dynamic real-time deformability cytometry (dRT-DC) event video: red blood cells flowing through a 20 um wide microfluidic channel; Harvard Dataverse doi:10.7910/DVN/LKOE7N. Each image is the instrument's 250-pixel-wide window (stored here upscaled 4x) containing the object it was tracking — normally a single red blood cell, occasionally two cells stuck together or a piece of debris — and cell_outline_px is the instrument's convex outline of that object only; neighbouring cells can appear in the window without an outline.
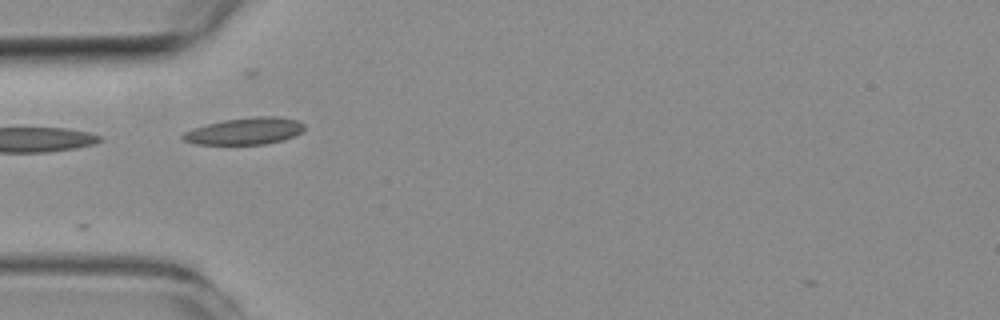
{"species": "common noctule bat (a hibernating species)", "species_latin": "Nyctalus noctula", "temperature_condition": "room temperature", "stored_images_in_passage": 5, "camera_frame_rate_fps": 3000, "um_per_image_px": 0.085, "animal": {"sex": "female", "body_mass_g": 19.3, "forearm_length_mm": 54.1}, "frame": {"image": 1, "passage_image": 2, "time_ms": 0.333, "image_size_px": [1000, 320], "cell_outline_px": [[304, 128], [300, 132], [284, 140], [264, 144], [196, 144], [184, 140], [180, 136], [184, 132], [192, 128], [224, 120], [256, 116], [280, 116], [296, 120], [304, 124]], "centroid_in_image_um": [20.81, 11.14], "position_along_channel_um": 64.2, "area_um2": 18.9}}